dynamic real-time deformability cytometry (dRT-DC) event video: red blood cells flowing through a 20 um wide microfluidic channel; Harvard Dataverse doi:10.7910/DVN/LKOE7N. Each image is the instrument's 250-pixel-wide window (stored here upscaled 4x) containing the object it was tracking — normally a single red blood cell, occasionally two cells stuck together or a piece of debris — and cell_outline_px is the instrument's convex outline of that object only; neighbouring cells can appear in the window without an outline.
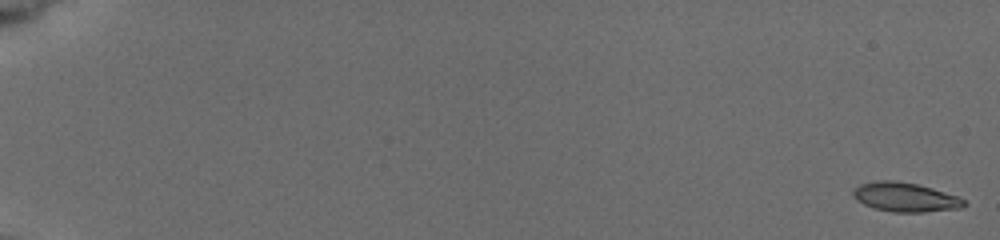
{"species": "common noctule bat (a hibernating species)", "species_latin": "Nyctalus noctula", "temperature_condition": "cold", "stored_images_in_passage": 9, "camera_frame_rate_fps": 3000, "um_per_image_px": 0.085, "animal": {"sex": "female", "body_mass_g": 19.5, "forearm_length_mm": 54.1}, "frame": {"image": 1, "passage_image": 1, "time_ms": 0.0, "image_size_px": [1000, 240], "cell_outline_px": [[968, 204], [960, 208], [924, 212], [892, 212], [872, 208], [856, 200], [852, 196], [852, 192], [860, 184], [880, 180], [892, 180], [916, 184], [932, 188], [956, 196], [964, 200]], "centroid_in_image_um": [76.91, 16.77], "position_along_channel_um": 8.1, "area_um2": 18.79}}
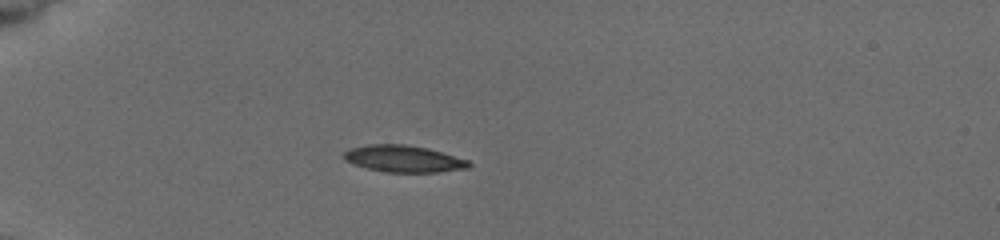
{"frame": {"image": 2, "passage_image": 7, "time_ms": 5.667, "image_size_px": [1000, 240], "cell_outline_px": [[472, 164], [468, 168], [436, 172], [384, 172], [368, 168], [344, 160], [344, 152], [352, 148], [368, 144], [404, 144], [428, 148], [468, 160]], "centroid_in_image_um": [34.32, 13.49], "position_along_channel_um": 50.7, "area_um2": 19.31}}
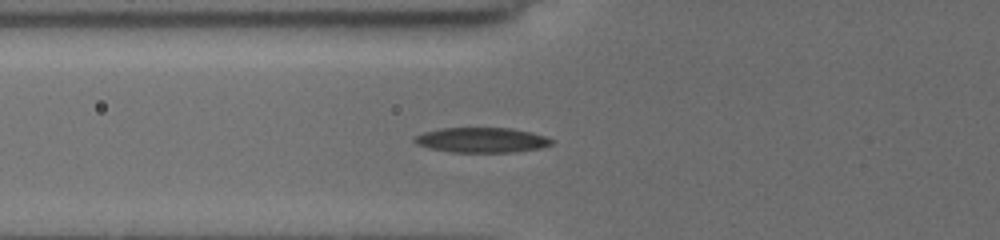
{"frame": {"image": 3, "passage_image": 9, "time_ms": 7.333, "image_size_px": [1000, 240], "cell_outline_px": [[552, 144], [540, 148], [516, 152], [452, 152], [428, 148], [416, 144], [412, 140], [412, 136], [424, 132], [440, 128], [508, 128], [528, 132], [544, 136], [552, 140]], "centroid_in_image_um": [40.86, 11.91], "position_along_channel_um": 84.9, "area_um2": 19.94}}